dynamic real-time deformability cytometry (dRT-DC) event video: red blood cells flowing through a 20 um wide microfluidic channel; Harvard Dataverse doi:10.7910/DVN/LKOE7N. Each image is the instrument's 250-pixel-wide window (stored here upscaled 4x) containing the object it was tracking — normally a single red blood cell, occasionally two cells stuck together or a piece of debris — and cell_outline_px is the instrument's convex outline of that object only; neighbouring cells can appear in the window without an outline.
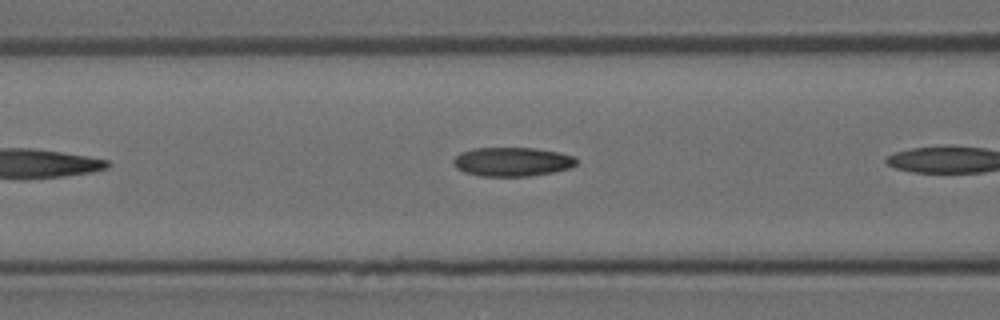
{"species": "Egyptian fruit bat (a non-hibernating species)", "species_latin": "Rousettus aegyptiacus", "temperature_condition": "room temperature", "stored_images_in_passage": 8, "camera_frame_rate_fps": 3000, "um_per_image_px": 0.085, "animal": {"sex": "female"}, "frame": {"image": 1, "passage_image": 7, "time_ms": 2.0, "image_size_px": [1000, 320], "cell_outline_px": [[576, 164], [572, 168], [552, 172], [528, 176], [480, 176], [464, 172], [456, 168], [452, 164], [452, 160], [460, 152], [472, 148], [536, 148], [556, 152], [572, 156], [576, 160]], "centroid_in_image_um": [43.48, 13.75], "position_along_channel_um": 123.1, "area_um2": 20.81}}